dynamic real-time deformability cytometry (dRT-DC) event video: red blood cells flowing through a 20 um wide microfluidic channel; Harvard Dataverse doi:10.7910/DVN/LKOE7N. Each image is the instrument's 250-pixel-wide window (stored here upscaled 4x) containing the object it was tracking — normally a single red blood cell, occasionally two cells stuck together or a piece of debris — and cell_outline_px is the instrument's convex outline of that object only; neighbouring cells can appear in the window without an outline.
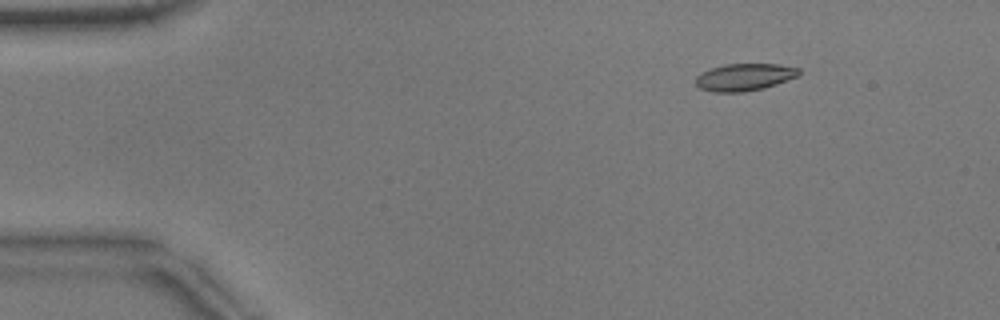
{"species": "common noctule bat (a hibernating species)", "species_latin": "Nyctalus noctula", "temperature_condition": "warm", "stored_images_in_passage": 53, "camera_frame_rate_fps": 3000, "um_per_image_px": 0.085, "animal": {"sex": "male", "body_mass_g": 17.9}, "frame": {"image": 1, "passage_image": 7, "time_ms": 2.0, "image_size_px": [1000, 320], "cell_outline_px": [[800, 72], [796, 76], [776, 84], [764, 88], [744, 92], [712, 92], [700, 88], [696, 84], [696, 76], [700, 72], [724, 64], [776, 64], [800, 68]], "centroid_in_image_um": [63.24, 6.55], "position_along_channel_um": 21.8, "area_um2": 16.3}}
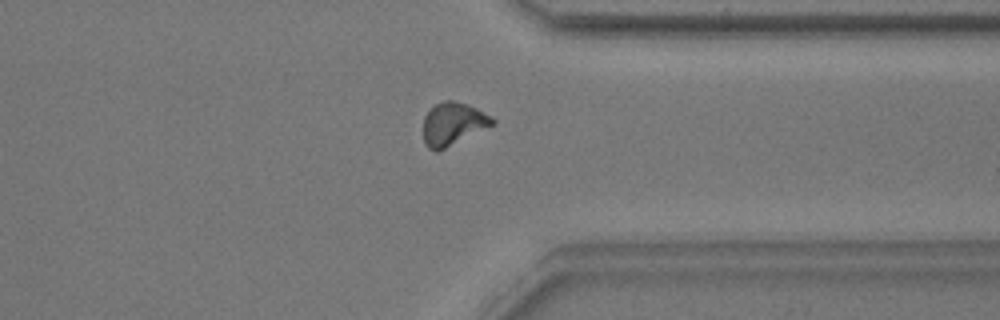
{"frame": {"image": 2, "passage_image": 41, "time_ms": 13.333, "image_size_px": [1000, 320], "cell_outline_px": [[496, 124], [436, 152], [428, 148], [424, 144], [424, 116], [436, 104], [444, 100], [452, 100], [468, 104], [492, 116], [496, 120]], "centroid_in_image_um": [38.53, 10.52], "position_along_channel_um": 372.9, "area_um2": 17.22}}
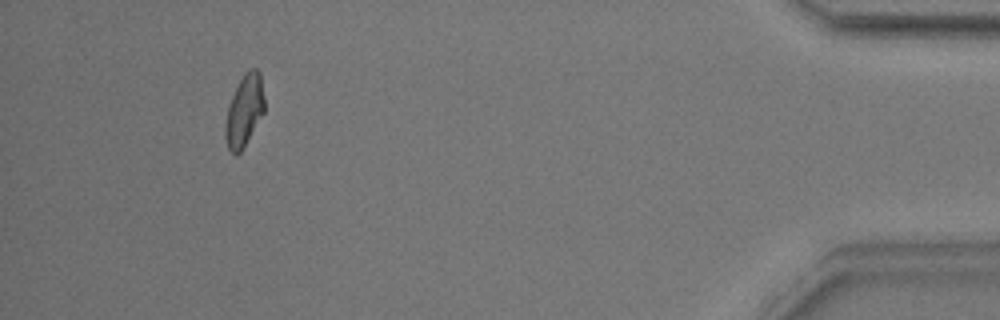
{"frame": {"image": 3, "passage_image": 49, "time_ms": 16.0, "image_size_px": [1000, 320], "cell_outline_px": [[264, 112], [240, 152], [236, 156], [228, 148], [224, 136], [224, 124], [228, 104], [244, 72], [248, 68], [256, 68], [260, 72], [264, 96]], "centroid_in_image_um": [20.75, 9.38], "position_along_channel_um": 414.5, "area_um2": 16.36}, "authors_computed_cell_mechanics": {"area_um2": 16.7042, "velocity_mm_per_s": 3.8421, "shape_relaxation_time_tau1_ms": 4.4088, "shape_relaxation_time_tau2_ms": 2.1858, "deformation_change_tau1": 0.1338, "deformation_change_tau2": 0.0818}}